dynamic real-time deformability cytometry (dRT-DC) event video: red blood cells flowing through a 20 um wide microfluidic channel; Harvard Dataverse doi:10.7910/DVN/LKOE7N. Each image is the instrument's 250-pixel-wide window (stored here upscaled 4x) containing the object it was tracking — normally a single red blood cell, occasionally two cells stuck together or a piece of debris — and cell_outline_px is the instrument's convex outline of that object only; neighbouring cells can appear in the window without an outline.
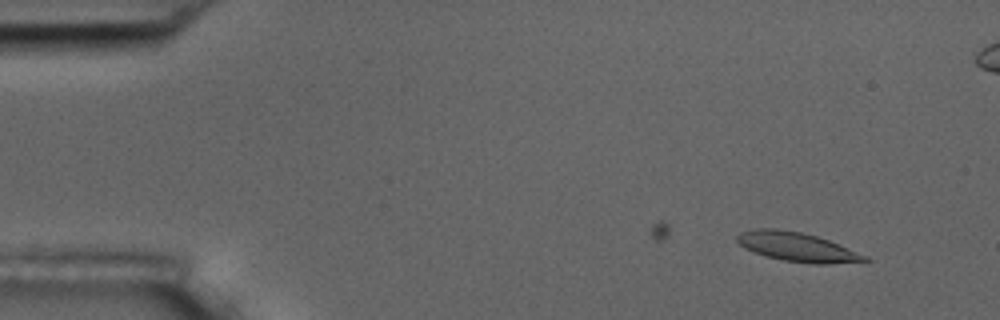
{"species": "common noctule bat (a hibernating species)", "species_latin": "Nyctalus noctula", "temperature_condition": "room temperature", "stored_images_in_passage": 3, "camera_frame_rate_fps": 3000, "um_per_image_px": 0.085, "animal": {"sex": "male", "body_mass_g": 17.5, "forearm_length_mm": 52.3}, "frame": {"image": 1, "passage_image": 1, "time_ms": 0.0, "image_size_px": [1000, 320], "cell_outline_px": [[872, 260], [828, 264], [816, 264], [784, 260], [764, 256], [752, 252], [744, 248], [736, 240], [736, 236], [740, 232], [756, 228], [776, 228], [800, 232], [816, 236], [828, 240], [868, 256]], "centroid_in_image_um": [67.71, 20.99], "position_along_channel_um": 17.3, "area_um2": 21.62}}